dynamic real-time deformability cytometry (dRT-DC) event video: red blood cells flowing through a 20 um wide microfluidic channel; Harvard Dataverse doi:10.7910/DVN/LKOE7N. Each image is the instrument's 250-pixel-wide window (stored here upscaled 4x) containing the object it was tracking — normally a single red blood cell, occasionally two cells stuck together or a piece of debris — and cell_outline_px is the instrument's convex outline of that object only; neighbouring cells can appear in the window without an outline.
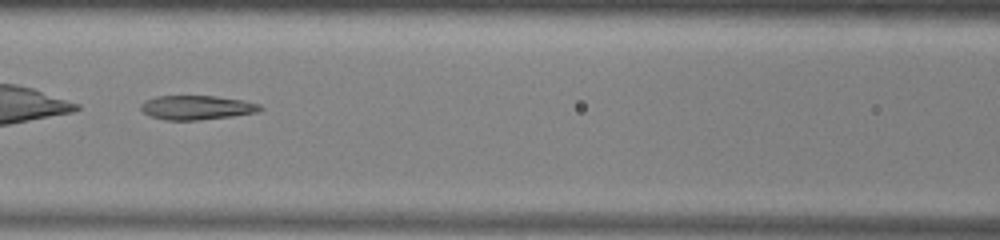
{"species": "common noctule bat (a hibernating species)", "species_latin": "Nyctalus noctula", "temperature_condition": "warm", "stored_images_in_passage": 50, "camera_frame_rate_fps": 3000, "um_per_image_px": 0.085, "animal": {"sex": "male", "body_mass_g": 13.0, "forearm_length_mm": 53.1}, "frame": {"image": 1, "passage_image": 22, "time_ms": 7.0, "image_size_px": [1000, 240], "cell_outline_px": [[264, 108], [256, 112], [232, 116], [200, 120], [164, 120], [152, 116], [144, 112], [140, 108], [140, 104], [144, 100], [156, 96], [216, 96], [244, 100], [260, 104]], "centroid_in_image_um": [16.72, 9.13], "position_along_channel_um": 149.9, "area_um2": 16.88}}